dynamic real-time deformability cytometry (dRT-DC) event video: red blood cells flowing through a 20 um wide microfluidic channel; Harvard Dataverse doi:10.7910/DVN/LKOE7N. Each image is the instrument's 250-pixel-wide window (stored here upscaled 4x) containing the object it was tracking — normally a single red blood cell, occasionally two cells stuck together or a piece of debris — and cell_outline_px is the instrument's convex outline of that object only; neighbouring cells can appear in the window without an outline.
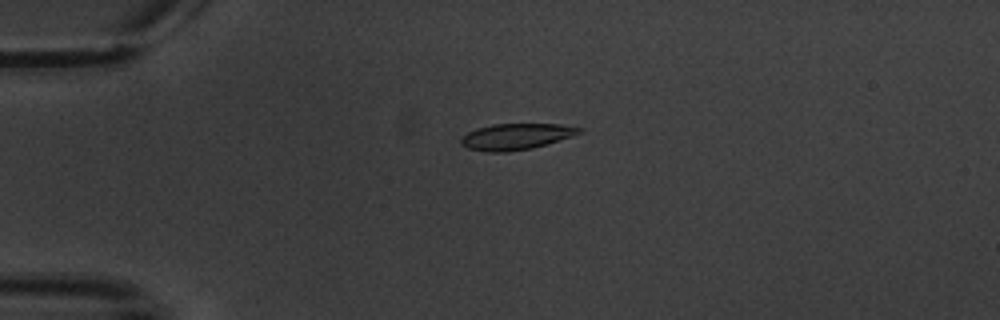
{"species": "common noctule bat (a hibernating species)", "species_latin": "Nyctalus noctula", "temperature_condition": "warm", "stored_images_in_passage": 3, "camera_frame_rate_fps": 3000, "um_per_image_px": 0.085, "animal": {"sex": "male", "body_mass_g": 20.1, "forearm_length_mm": 53.5}, "frame": {"image": 1, "passage_image": 2, "time_ms": 1.333, "image_size_px": [1000, 320], "cell_outline_px": [[584, 128], [580, 132], [572, 136], [532, 148], [508, 152], [488, 152], [468, 148], [460, 144], [460, 140], [468, 132], [476, 128], [492, 124], [560, 124]], "centroid_in_image_um": [43.84, 11.6], "position_along_channel_um": 41.2, "area_um2": 17.92}}